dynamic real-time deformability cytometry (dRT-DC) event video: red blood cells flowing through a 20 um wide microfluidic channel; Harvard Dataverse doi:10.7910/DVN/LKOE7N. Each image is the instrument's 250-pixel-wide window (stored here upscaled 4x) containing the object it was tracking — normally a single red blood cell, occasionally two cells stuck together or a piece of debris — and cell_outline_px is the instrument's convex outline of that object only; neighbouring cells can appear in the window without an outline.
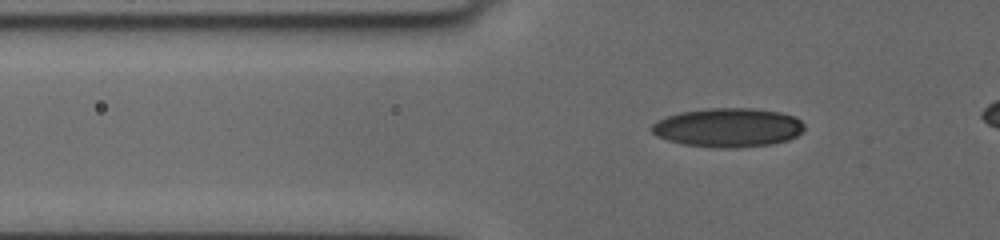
{"species": "human", "species_latin": "Homo sapiens", "temperature_condition": "cold", "stored_images_in_passage": 30, "camera_frame_rate_fps": 3000, "um_per_image_px": 0.085, "donor": {"sex": "female"}, "frame": {"image": 1, "passage_image": 12, "time_ms": 4.667, "image_size_px": [1000, 240], "cell_outline_px": [[804, 128], [796, 136], [788, 140], [772, 144], [736, 148], [712, 148], [684, 144], [668, 140], [656, 136], [652, 132], [652, 124], [668, 116], [680, 112], [708, 108], [752, 108], [780, 112], [796, 116], [804, 124]], "centroid_in_image_um": [61.91, 10.85], "position_along_channel_um": 63.9, "area_um2": 34.74}}
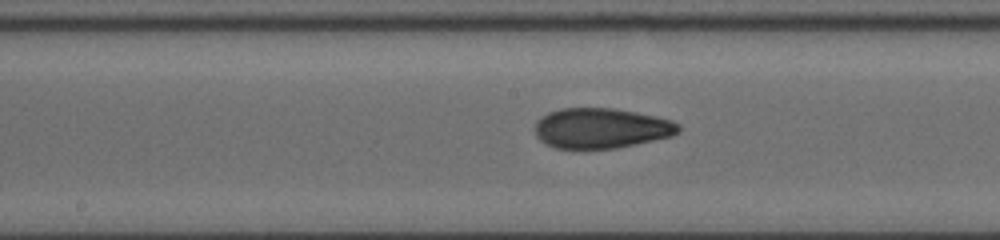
{"frame": {"image": 2, "passage_image": 23, "time_ms": 8.667, "image_size_px": [1000, 240], "cell_outline_px": [[680, 132], [672, 136], [616, 148], [556, 148], [544, 144], [536, 136], [536, 120], [548, 112], [564, 108], [612, 108], [636, 112], [656, 116], [672, 120], [680, 124]], "centroid_in_image_um": [51.11, 10.89], "position_along_channel_um": 197.1, "area_um2": 33.64}}
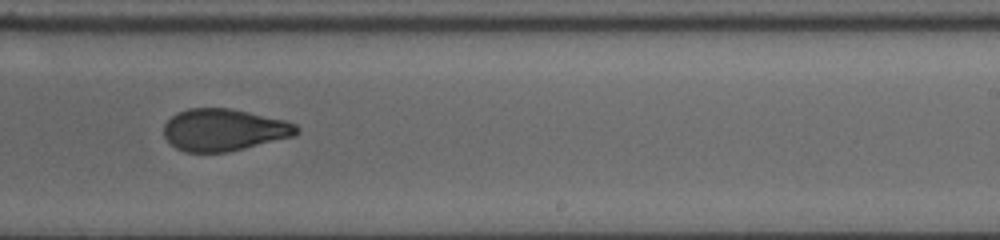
{"frame": {"image": 3, "passage_image": 28, "time_ms": 10.667, "image_size_px": [1000, 240], "cell_outline_px": [[300, 132], [296, 136], [228, 152], [188, 152], [176, 148], [164, 136], [164, 124], [176, 112], [188, 108], [228, 108], [248, 112], [284, 120], [296, 124], [300, 128]], "centroid_in_image_um": [19.06, 11.04], "position_along_channel_um": 269.9, "area_um2": 32.6}}